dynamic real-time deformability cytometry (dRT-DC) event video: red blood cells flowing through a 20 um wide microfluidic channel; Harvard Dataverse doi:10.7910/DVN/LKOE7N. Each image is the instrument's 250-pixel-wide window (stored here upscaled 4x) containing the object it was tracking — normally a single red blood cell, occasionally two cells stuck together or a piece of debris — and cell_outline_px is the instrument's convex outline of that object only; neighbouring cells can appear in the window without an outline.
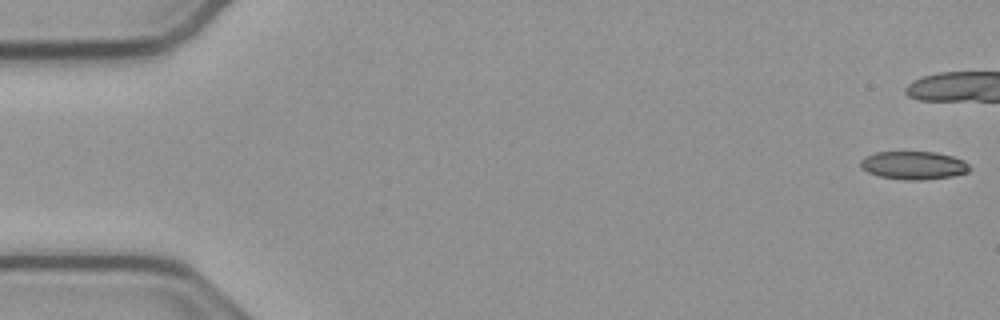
{"species": "common noctule bat (a hibernating species)", "species_latin": "Nyctalus noctula", "temperature_condition": "cold", "stored_images_in_passage": 42, "camera_frame_rate_fps": 3000, "um_per_image_px": 0.085, "animal": {"sex": "male", "body_mass_g": 23.1, "forearm_length_mm": 52.7}, "frame": {"image": 1, "passage_image": 1, "time_ms": 0.0, "image_size_px": [1000, 320], "cell_outline_px": [[972, 168], [968, 172], [952, 176], [920, 180], [904, 180], [880, 176], [868, 172], [860, 168], [860, 160], [864, 156], [876, 152], [936, 152], [952, 156], [964, 160]], "centroid_in_image_um": [77.65, 14.05], "position_along_channel_um": 7.3, "area_um2": 17.98}}